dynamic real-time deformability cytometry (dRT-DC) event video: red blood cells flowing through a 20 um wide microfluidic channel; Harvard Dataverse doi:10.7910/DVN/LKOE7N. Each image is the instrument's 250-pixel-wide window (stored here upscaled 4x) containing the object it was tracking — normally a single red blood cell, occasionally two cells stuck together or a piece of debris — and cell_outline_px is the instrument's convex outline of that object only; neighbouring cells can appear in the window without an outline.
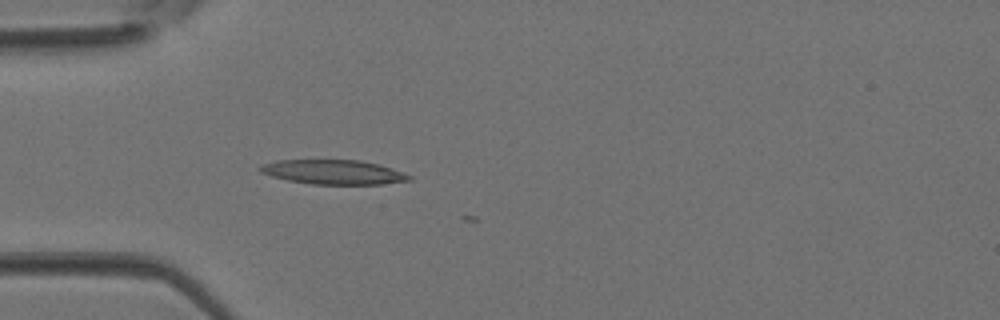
{"species": "Egyptian fruit bat (a non-hibernating species)", "species_latin": "Rousettus aegyptiacus", "temperature_condition": "room temperature", "stored_images_in_passage": 2, "camera_frame_rate_fps": 3000, "um_per_image_px": 0.085, "animal": {"sex": "female"}, "frame": {"image": 1, "passage_image": 2, "time_ms": 0.333, "image_size_px": [1000, 320], "cell_outline_px": [[412, 180], [380, 184], [312, 184], [288, 180], [272, 176], [260, 172], [256, 168], [260, 164], [276, 160], [360, 160], [376, 164], [412, 176]], "centroid_in_image_um": [28.25, 14.62], "position_along_channel_um": 56.7, "area_um2": 21.04}}